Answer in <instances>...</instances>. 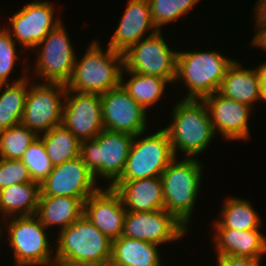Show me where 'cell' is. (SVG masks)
I'll list each match as a JSON object with an SVG mask.
<instances>
[{
	"label": "cell",
	"mask_w": 266,
	"mask_h": 266,
	"mask_svg": "<svg viewBox=\"0 0 266 266\" xmlns=\"http://www.w3.org/2000/svg\"><path fill=\"white\" fill-rule=\"evenodd\" d=\"M56 236V266H108L112 240L84 215Z\"/></svg>",
	"instance_id": "1"
},
{
	"label": "cell",
	"mask_w": 266,
	"mask_h": 266,
	"mask_svg": "<svg viewBox=\"0 0 266 266\" xmlns=\"http://www.w3.org/2000/svg\"><path fill=\"white\" fill-rule=\"evenodd\" d=\"M172 108V120L164 129L169 135L173 153L187 158L199 156L216 136L209 111L203 100L182 99ZM200 153V154H199Z\"/></svg>",
	"instance_id": "2"
},
{
	"label": "cell",
	"mask_w": 266,
	"mask_h": 266,
	"mask_svg": "<svg viewBox=\"0 0 266 266\" xmlns=\"http://www.w3.org/2000/svg\"><path fill=\"white\" fill-rule=\"evenodd\" d=\"M83 55L80 60L76 57L72 75L66 84L68 90L101 95L120 86L123 53L109 46L104 51L94 40Z\"/></svg>",
	"instance_id": "3"
},
{
	"label": "cell",
	"mask_w": 266,
	"mask_h": 266,
	"mask_svg": "<svg viewBox=\"0 0 266 266\" xmlns=\"http://www.w3.org/2000/svg\"><path fill=\"white\" fill-rule=\"evenodd\" d=\"M203 166L196 158L177 156L161 174L164 209L188 228L202 180Z\"/></svg>",
	"instance_id": "4"
},
{
	"label": "cell",
	"mask_w": 266,
	"mask_h": 266,
	"mask_svg": "<svg viewBox=\"0 0 266 266\" xmlns=\"http://www.w3.org/2000/svg\"><path fill=\"white\" fill-rule=\"evenodd\" d=\"M234 59L216 51H178L175 82L188 88L184 99L202 100L218 92L229 65Z\"/></svg>",
	"instance_id": "5"
},
{
	"label": "cell",
	"mask_w": 266,
	"mask_h": 266,
	"mask_svg": "<svg viewBox=\"0 0 266 266\" xmlns=\"http://www.w3.org/2000/svg\"><path fill=\"white\" fill-rule=\"evenodd\" d=\"M134 136L103 129L94 139L81 141L80 157L97 181L99 175L112 186L123 173Z\"/></svg>",
	"instance_id": "6"
},
{
	"label": "cell",
	"mask_w": 266,
	"mask_h": 266,
	"mask_svg": "<svg viewBox=\"0 0 266 266\" xmlns=\"http://www.w3.org/2000/svg\"><path fill=\"white\" fill-rule=\"evenodd\" d=\"M5 226L15 266H56L46 228L35 215L11 217Z\"/></svg>",
	"instance_id": "7"
},
{
	"label": "cell",
	"mask_w": 266,
	"mask_h": 266,
	"mask_svg": "<svg viewBox=\"0 0 266 266\" xmlns=\"http://www.w3.org/2000/svg\"><path fill=\"white\" fill-rule=\"evenodd\" d=\"M142 134L145 135L140 133L134 136L125 168L117 181L161 176L176 157L169 135L164 128L145 137Z\"/></svg>",
	"instance_id": "8"
},
{
	"label": "cell",
	"mask_w": 266,
	"mask_h": 266,
	"mask_svg": "<svg viewBox=\"0 0 266 266\" xmlns=\"http://www.w3.org/2000/svg\"><path fill=\"white\" fill-rule=\"evenodd\" d=\"M124 67L134 73L159 76L173 83L178 51L171 50L161 31H151L124 53Z\"/></svg>",
	"instance_id": "9"
},
{
	"label": "cell",
	"mask_w": 266,
	"mask_h": 266,
	"mask_svg": "<svg viewBox=\"0 0 266 266\" xmlns=\"http://www.w3.org/2000/svg\"><path fill=\"white\" fill-rule=\"evenodd\" d=\"M21 124L38 136L62 124L66 84L41 82L29 85Z\"/></svg>",
	"instance_id": "10"
},
{
	"label": "cell",
	"mask_w": 266,
	"mask_h": 266,
	"mask_svg": "<svg viewBox=\"0 0 266 266\" xmlns=\"http://www.w3.org/2000/svg\"><path fill=\"white\" fill-rule=\"evenodd\" d=\"M40 46L34 75L44 78L46 82L67 84L77 56L62 22L52 29L35 49Z\"/></svg>",
	"instance_id": "11"
},
{
	"label": "cell",
	"mask_w": 266,
	"mask_h": 266,
	"mask_svg": "<svg viewBox=\"0 0 266 266\" xmlns=\"http://www.w3.org/2000/svg\"><path fill=\"white\" fill-rule=\"evenodd\" d=\"M54 5L49 1H33L24 5L10 17L6 30L19 46L25 50L34 49L59 23L54 17ZM10 28V29H9Z\"/></svg>",
	"instance_id": "12"
},
{
	"label": "cell",
	"mask_w": 266,
	"mask_h": 266,
	"mask_svg": "<svg viewBox=\"0 0 266 266\" xmlns=\"http://www.w3.org/2000/svg\"><path fill=\"white\" fill-rule=\"evenodd\" d=\"M187 229L165 209L145 213L127 211L122 236L162 245L181 239Z\"/></svg>",
	"instance_id": "13"
},
{
	"label": "cell",
	"mask_w": 266,
	"mask_h": 266,
	"mask_svg": "<svg viewBox=\"0 0 266 266\" xmlns=\"http://www.w3.org/2000/svg\"><path fill=\"white\" fill-rule=\"evenodd\" d=\"M105 130L136 136L148 128L147 111L120 85L100 95Z\"/></svg>",
	"instance_id": "14"
},
{
	"label": "cell",
	"mask_w": 266,
	"mask_h": 266,
	"mask_svg": "<svg viewBox=\"0 0 266 266\" xmlns=\"http://www.w3.org/2000/svg\"><path fill=\"white\" fill-rule=\"evenodd\" d=\"M62 125L80 141L94 139L104 129L100 95L66 89Z\"/></svg>",
	"instance_id": "15"
},
{
	"label": "cell",
	"mask_w": 266,
	"mask_h": 266,
	"mask_svg": "<svg viewBox=\"0 0 266 266\" xmlns=\"http://www.w3.org/2000/svg\"><path fill=\"white\" fill-rule=\"evenodd\" d=\"M101 187L96 186L93 173L79 156L53 167L40 185V196L88 198Z\"/></svg>",
	"instance_id": "16"
},
{
	"label": "cell",
	"mask_w": 266,
	"mask_h": 266,
	"mask_svg": "<svg viewBox=\"0 0 266 266\" xmlns=\"http://www.w3.org/2000/svg\"><path fill=\"white\" fill-rule=\"evenodd\" d=\"M215 134L229 140H248L249 117L253 107L224 97L218 92L204 97Z\"/></svg>",
	"instance_id": "17"
},
{
	"label": "cell",
	"mask_w": 266,
	"mask_h": 266,
	"mask_svg": "<svg viewBox=\"0 0 266 266\" xmlns=\"http://www.w3.org/2000/svg\"><path fill=\"white\" fill-rule=\"evenodd\" d=\"M126 212L120 195L111 187L100 188L84 201L83 215L112 241L122 236Z\"/></svg>",
	"instance_id": "18"
},
{
	"label": "cell",
	"mask_w": 266,
	"mask_h": 266,
	"mask_svg": "<svg viewBox=\"0 0 266 266\" xmlns=\"http://www.w3.org/2000/svg\"><path fill=\"white\" fill-rule=\"evenodd\" d=\"M124 11L119 25L108 43L111 49L121 53L146 38V32L159 31L152 21L148 0H129Z\"/></svg>",
	"instance_id": "19"
},
{
	"label": "cell",
	"mask_w": 266,
	"mask_h": 266,
	"mask_svg": "<svg viewBox=\"0 0 266 266\" xmlns=\"http://www.w3.org/2000/svg\"><path fill=\"white\" fill-rule=\"evenodd\" d=\"M110 187L120 195L127 211L145 213L164 209L161 176L133 181H116Z\"/></svg>",
	"instance_id": "20"
},
{
	"label": "cell",
	"mask_w": 266,
	"mask_h": 266,
	"mask_svg": "<svg viewBox=\"0 0 266 266\" xmlns=\"http://www.w3.org/2000/svg\"><path fill=\"white\" fill-rule=\"evenodd\" d=\"M215 252L233 257L262 258L266 254V237L259 229L238 231L214 228ZM216 233V234H215Z\"/></svg>",
	"instance_id": "21"
},
{
	"label": "cell",
	"mask_w": 266,
	"mask_h": 266,
	"mask_svg": "<svg viewBox=\"0 0 266 266\" xmlns=\"http://www.w3.org/2000/svg\"><path fill=\"white\" fill-rule=\"evenodd\" d=\"M242 64L234 60L228 67L218 93L245 103L252 107L260 100V76L258 68H242Z\"/></svg>",
	"instance_id": "22"
},
{
	"label": "cell",
	"mask_w": 266,
	"mask_h": 266,
	"mask_svg": "<svg viewBox=\"0 0 266 266\" xmlns=\"http://www.w3.org/2000/svg\"><path fill=\"white\" fill-rule=\"evenodd\" d=\"M87 198L66 196H40L35 216L46 228L58 226L59 231L66 229L84 213Z\"/></svg>",
	"instance_id": "23"
},
{
	"label": "cell",
	"mask_w": 266,
	"mask_h": 266,
	"mask_svg": "<svg viewBox=\"0 0 266 266\" xmlns=\"http://www.w3.org/2000/svg\"><path fill=\"white\" fill-rule=\"evenodd\" d=\"M158 244L120 236L112 241L108 266H161Z\"/></svg>",
	"instance_id": "24"
},
{
	"label": "cell",
	"mask_w": 266,
	"mask_h": 266,
	"mask_svg": "<svg viewBox=\"0 0 266 266\" xmlns=\"http://www.w3.org/2000/svg\"><path fill=\"white\" fill-rule=\"evenodd\" d=\"M40 184L27 182L0 190V213L3 219L33 216L36 214L40 197ZM10 216V217H9ZM9 217V218H8Z\"/></svg>",
	"instance_id": "25"
},
{
	"label": "cell",
	"mask_w": 266,
	"mask_h": 266,
	"mask_svg": "<svg viewBox=\"0 0 266 266\" xmlns=\"http://www.w3.org/2000/svg\"><path fill=\"white\" fill-rule=\"evenodd\" d=\"M30 80L23 75L12 83L0 85V131L21 122Z\"/></svg>",
	"instance_id": "26"
},
{
	"label": "cell",
	"mask_w": 266,
	"mask_h": 266,
	"mask_svg": "<svg viewBox=\"0 0 266 266\" xmlns=\"http://www.w3.org/2000/svg\"><path fill=\"white\" fill-rule=\"evenodd\" d=\"M124 70L125 73L131 76L126 82L123 80ZM168 83L170 84L165 78L130 72L125 67H123L121 73L120 85L146 111L148 107L154 105L158 100H161Z\"/></svg>",
	"instance_id": "27"
},
{
	"label": "cell",
	"mask_w": 266,
	"mask_h": 266,
	"mask_svg": "<svg viewBox=\"0 0 266 266\" xmlns=\"http://www.w3.org/2000/svg\"><path fill=\"white\" fill-rule=\"evenodd\" d=\"M251 202L242 198L229 197L225 199L221 217L216 219L214 228H231L238 231L259 229L261 226V217Z\"/></svg>",
	"instance_id": "28"
},
{
	"label": "cell",
	"mask_w": 266,
	"mask_h": 266,
	"mask_svg": "<svg viewBox=\"0 0 266 266\" xmlns=\"http://www.w3.org/2000/svg\"><path fill=\"white\" fill-rule=\"evenodd\" d=\"M53 166L80 156L81 141L62 124L38 136Z\"/></svg>",
	"instance_id": "29"
},
{
	"label": "cell",
	"mask_w": 266,
	"mask_h": 266,
	"mask_svg": "<svg viewBox=\"0 0 266 266\" xmlns=\"http://www.w3.org/2000/svg\"><path fill=\"white\" fill-rule=\"evenodd\" d=\"M38 135L21 123L0 131V158L20 160Z\"/></svg>",
	"instance_id": "30"
},
{
	"label": "cell",
	"mask_w": 266,
	"mask_h": 266,
	"mask_svg": "<svg viewBox=\"0 0 266 266\" xmlns=\"http://www.w3.org/2000/svg\"><path fill=\"white\" fill-rule=\"evenodd\" d=\"M199 0H148L151 17L156 28L186 16Z\"/></svg>",
	"instance_id": "31"
},
{
	"label": "cell",
	"mask_w": 266,
	"mask_h": 266,
	"mask_svg": "<svg viewBox=\"0 0 266 266\" xmlns=\"http://www.w3.org/2000/svg\"><path fill=\"white\" fill-rule=\"evenodd\" d=\"M20 160L28 168L33 182L40 185L54 167L48 157L43 141L39 137L29 145Z\"/></svg>",
	"instance_id": "32"
},
{
	"label": "cell",
	"mask_w": 266,
	"mask_h": 266,
	"mask_svg": "<svg viewBox=\"0 0 266 266\" xmlns=\"http://www.w3.org/2000/svg\"><path fill=\"white\" fill-rule=\"evenodd\" d=\"M16 45L6 28H0V85L9 84V75L20 57L17 55Z\"/></svg>",
	"instance_id": "33"
},
{
	"label": "cell",
	"mask_w": 266,
	"mask_h": 266,
	"mask_svg": "<svg viewBox=\"0 0 266 266\" xmlns=\"http://www.w3.org/2000/svg\"><path fill=\"white\" fill-rule=\"evenodd\" d=\"M27 182H33V180L28 168L21 160L0 158V190Z\"/></svg>",
	"instance_id": "34"
},
{
	"label": "cell",
	"mask_w": 266,
	"mask_h": 266,
	"mask_svg": "<svg viewBox=\"0 0 266 266\" xmlns=\"http://www.w3.org/2000/svg\"><path fill=\"white\" fill-rule=\"evenodd\" d=\"M217 266H260L262 258L233 257L216 254Z\"/></svg>",
	"instance_id": "35"
},
{
	"label": "cell",
	"mask_w": 266,
	"mask_h": 266,
	"mask_svg": "<svg viewBox=\"0 0 266 266\" xmlns=\"http://www.w3.org/2000/svg\"><path fill=\"white\" fill-rule=\"evenodd\" d=\"M254 19L256 27L266 26V0H257L256 5L254 4Z\"/></svg>",
	"instance_id": "36"
},
{
	"label": "cell",
	"mask_w": 266,
	"mask_h": 266,
	"mask_svg": "<svg viewBox=\"0 0 266 266\" xmlns=\"http://www.w3.org/2000/svg\"><path fill=\"white\" fill-rule=\"evenodd\" d=\"M255 32L256 34L251 40V45L261 47L262 50L266 51V26L257 27Z\"/></svg>",
	"instance_id": "37"
},
{
	"label": "cell",
	"mask_w": 266,
	"mask_h": 266,
	"mask_svg": "<svg viewBox=\"0 0 266 266\" xmlns=\"http://www.w3.org/2000/svg\"><path fill=\"white\" fill-rule=\"evenodd\" d=\"M260 76V100L266 102V62L258 66Z\"/></svg>",
	"instance_id": "38"
},
{
	"label": "cell",
	"mask_w": 266,
	"mask_h": 266,
	"mask_svg": "<svg viewBox=\"0 0 266 266\" xmlns=\"http://www.w3.org/2000/svg\"><path fill=\"white\" fill-rule=\"evenodd\" d=\"M2 218H3V217L0 216V238H2V237H3V234L5 233V232H3V231H5V230L2 229V226H1V225H3V224L1 223Z\"/></svg>",
	"instance_id": "39"
}]
</instances>
